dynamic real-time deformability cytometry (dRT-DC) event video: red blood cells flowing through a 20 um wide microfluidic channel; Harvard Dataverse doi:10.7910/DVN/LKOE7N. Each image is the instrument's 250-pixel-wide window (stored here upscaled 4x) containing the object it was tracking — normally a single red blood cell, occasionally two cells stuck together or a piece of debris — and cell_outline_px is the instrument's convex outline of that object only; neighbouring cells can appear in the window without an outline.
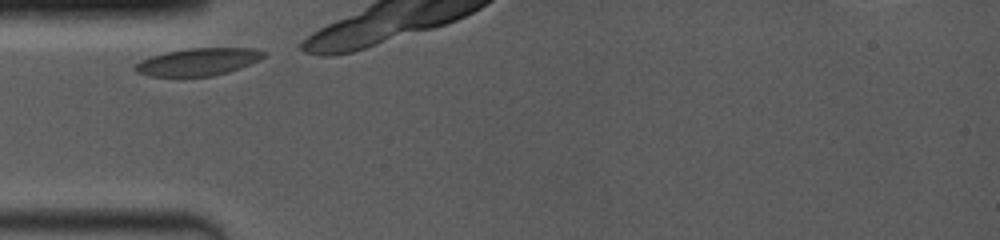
{"species": "common noctule bat (a hibernating species)", "species_latin": "Nyctalus noctula", "temperature_condition": "room temperature", "stored_images_in_passage": 4, "camera_frame_rate_fps": 4000, "um_per_image_px": 0.085, "animal": {"sex": "female", "body_mass_g": 19.0, "forearm_length_mm": 53.3}, "frame": {"image": 1, "passage_image": 1, "time_ms": 0.0, "image_size_px": [1000, 240], "cell_outline_px": [[268, 52], [260, 60], [240, 68], [228, 72], [212, 76], [148, 76], [136, 72], [132, 68], [132, 64], [140, 60], [164, 52], [188, 48], [252, 48]], "centroid_in_image_um": [16.8, 5.25], "position_along_channel_um": 68.2, "area_um2": 20.75}}